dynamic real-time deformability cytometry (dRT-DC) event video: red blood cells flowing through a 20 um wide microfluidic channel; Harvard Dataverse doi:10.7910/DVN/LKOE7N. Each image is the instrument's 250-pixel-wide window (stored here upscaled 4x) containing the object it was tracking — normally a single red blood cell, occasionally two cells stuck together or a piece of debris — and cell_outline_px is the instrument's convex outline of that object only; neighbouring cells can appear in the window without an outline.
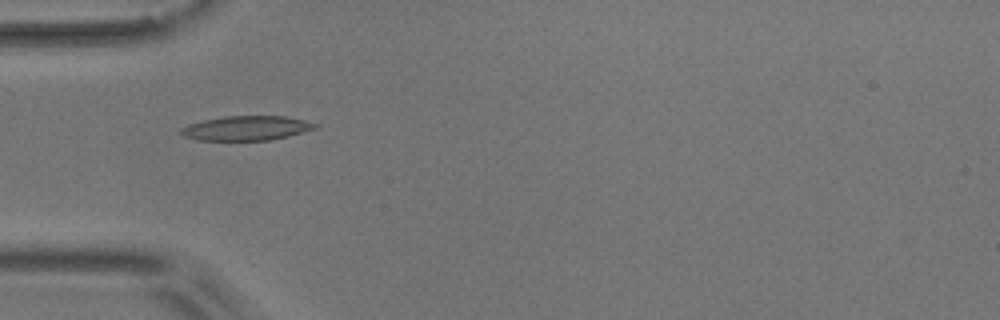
{"species": "common noctule bat (a hibernating species)", "species_latin": "Nyctalus noctula", "temperature_condition": "room temperature", "stored_images_in_passage": 6, "camera_frame_rate_fps": 3000, "um_per_image_px": 0.085, "animal": {"sex": "male", "body_mass_g": 17.9}, "frame": {"image": 1, "passage_image": 5, "time_ms": 4.667, "image_size_px": [1000, 320], "cell_outline_px": [[316, 128], [288, 136], [272, 140], [196, 140], [184, 136], [180, 132], [180, 128], [188, 124], [204, 120], [224, 116], [284, 116], [304, 120], [316, 124]], "centroid_in_image_um": [20.9, 10.89], "position_along_channel_um": 64.1, "area_um2": 19.02}}
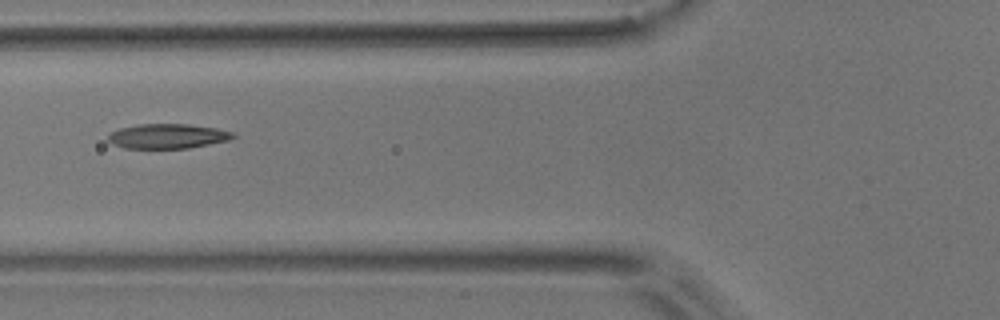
{"frame": {"image": 2, "passage_image": 6, "time_ms": 6.0, "image_size_px": [1000, 320], "cell_outline_px": [[236, 136], [228, 140], [188, 148], [124, 148], [112, 144], [108, 140], [108, 136], [112, 132], [120, 128], [136, 124], [188, 124], [216, 128], [236, 132]], "centroid_in_image_um": [14.26, 11.57], "position_along_channel_um": 111.5, "area_um2": 17.98}}